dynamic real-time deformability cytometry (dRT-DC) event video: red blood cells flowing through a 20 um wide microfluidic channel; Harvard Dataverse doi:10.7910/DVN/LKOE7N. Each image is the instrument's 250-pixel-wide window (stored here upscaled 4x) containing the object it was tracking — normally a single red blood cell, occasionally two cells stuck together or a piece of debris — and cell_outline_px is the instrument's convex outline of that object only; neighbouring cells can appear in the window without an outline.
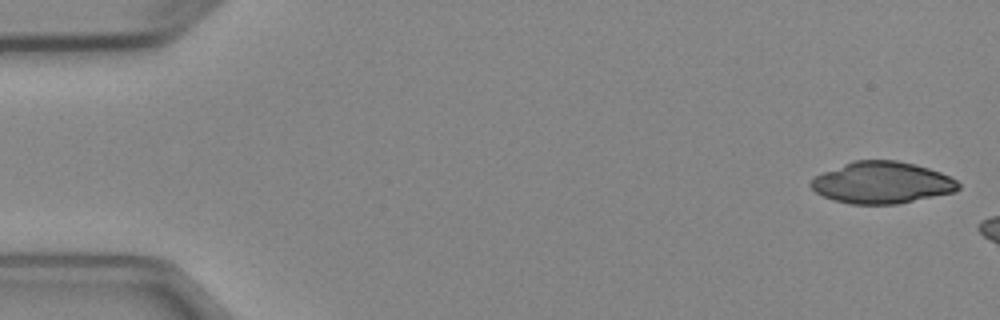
{"species": "Egyptian fruit bat (a non-hibernating species)", "species_latin": "Rousettus aegyptiacus", "temperature_condition": "cold", "stored_images_in_passage": 3, "camera_frame_rate_fps": 3000, "um_per_image_px": 0.085, "animal": {"sex": "female"}, "frame": {"image": 1, "passage_image": 1, "time_ms": 0.0, "image_size_px": [1000, 320], "cell_outline_px": [[960, 188], [956, 192], [896, 204], [852, 204], [836, 200], [824, 196], [816, 192], [808, 184], [816, 176], [824, 172], [852, 160], [896, 160], [916, 164], [940, 172], [956, 180], [960, 184]], "centroid_in_image_um": [74.99, 15.52], "position_along_channel_um": 10.0, "area_um2": 35.72}}